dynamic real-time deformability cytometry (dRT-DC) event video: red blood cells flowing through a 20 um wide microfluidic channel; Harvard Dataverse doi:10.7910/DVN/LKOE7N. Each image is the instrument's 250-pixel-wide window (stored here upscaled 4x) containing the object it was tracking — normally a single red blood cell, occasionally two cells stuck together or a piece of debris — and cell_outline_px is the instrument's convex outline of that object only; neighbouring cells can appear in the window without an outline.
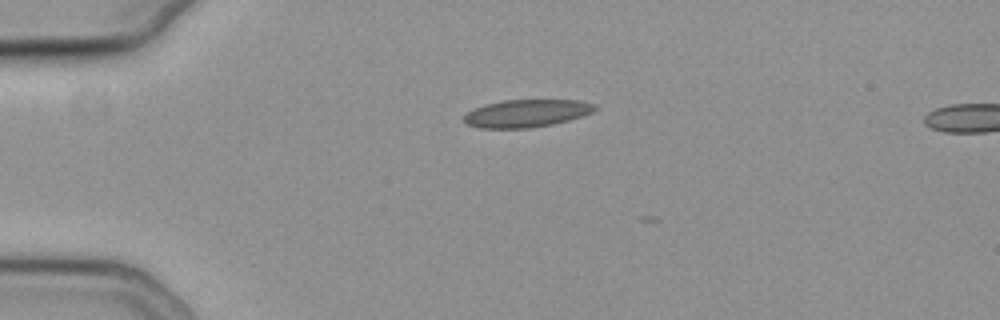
{"species": "common noctule bat (a hibernating species)", "species_latin": "Nyctalus noctula", "temperature_condition": "cold", "stored_images_in_passage": 2, "camera_frame_rate_fps": 3000, "um_per_image_px": 0.085, "animal": {"sex": "female", "body_mass_g": 19.3, "forearm_length_mm": 54.1}, "frame": {"image": 1, "passage_image": 1, "time_ms": 0.0, "image_size_px": [1000, 320], "cell_outline_px": [[596, 108], [592, 112], [568, 120], [552, 124], [528, 128], [480, 128], [468, 124], [464, 120], [464, 116], [468, 112], [484, 104], [504, 100], [580, 100], [596, 104]], "centroid_in_image_um": [44.76, 9.62], "position_along_channel_um": 40.2, "area_um2": 20.87}}